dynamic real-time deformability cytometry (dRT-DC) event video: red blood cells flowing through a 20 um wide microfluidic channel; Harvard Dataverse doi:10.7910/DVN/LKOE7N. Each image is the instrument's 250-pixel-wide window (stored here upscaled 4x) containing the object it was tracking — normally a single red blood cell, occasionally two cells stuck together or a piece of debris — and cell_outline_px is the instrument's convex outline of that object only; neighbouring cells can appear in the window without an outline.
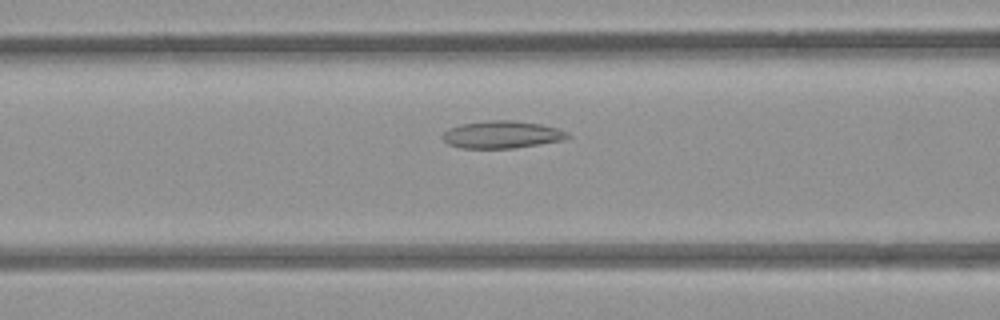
{"species": "common noctule bat (a hibernating species)", "species_latin": "Nyctalus noctula", "temperature_condition": "room temperature", "stored_images_in_passage": 36, "camera_frame_rate_fps": 3000, "um_per_image_px": 0.085, "animal": {"sex": "female", "body_mass_g": 21.9}, "frame": {"image": 1, "passage_image": 5, "time_ms": 1.333, "image_size_px": [1000, 320], "cell_outline_px": [[572, 136], [564, 140], [516, 148], [460, 148], [448, 144], [440, 136], [448, 128], [460, 124], [488, 120], [512, 120], [540, 124], [556, 128], [568, 132]], "centroid_in_image_um": [42.65, 11.44], "position_along_channel_um": 123.9, "area_um2": 20.11}}
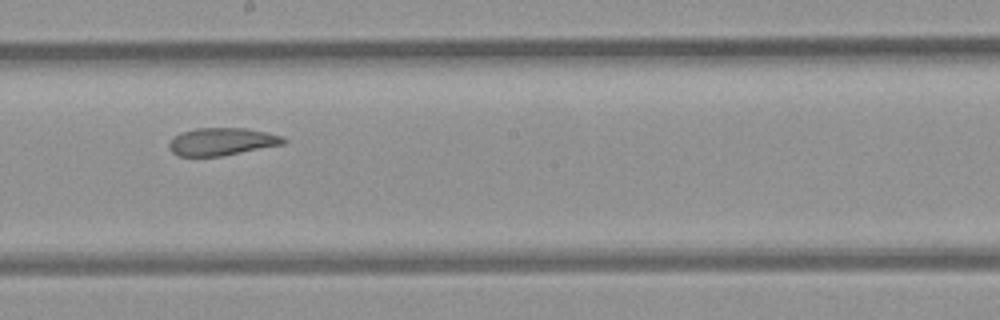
{"frame": {"image": 2, "passage_image": 13, "time_ms": 4.0, "image_size_px": [1000, 320], "cell_outline_px": [[288, 140], [284, 144], [220, 156], [180, 156], [172, 152], [168, 148], [168, 144], [180, 132], [196, 128], [248, 128], [284, 136]], "centroid_in_image_um": [18.88, 12.03], "position_along_channel_um": 229.3, "area_um2": 18.38}}
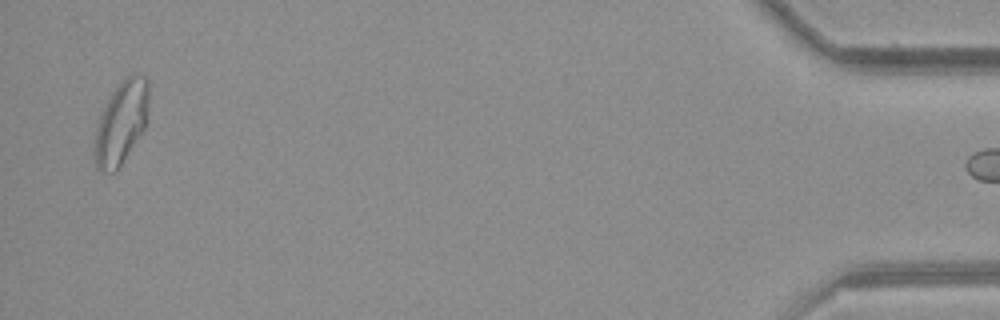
{"frame": {"image": 3, "passage_image": 35, "time_ms": 11.333, "image_size_px": [1000, 320], "cell_outline_px": [[148, 120], [144, 128], [116, 172], [100, 172], [96, 168], [92, 156], [92, 148], [96, 124], [112, 92], [132, 72], [136, 72], [148, 76]], "centroid_in_image_um": [10.28, 10.44], "position_along_channel_um": 424.9, "area_um2": 26.65}}